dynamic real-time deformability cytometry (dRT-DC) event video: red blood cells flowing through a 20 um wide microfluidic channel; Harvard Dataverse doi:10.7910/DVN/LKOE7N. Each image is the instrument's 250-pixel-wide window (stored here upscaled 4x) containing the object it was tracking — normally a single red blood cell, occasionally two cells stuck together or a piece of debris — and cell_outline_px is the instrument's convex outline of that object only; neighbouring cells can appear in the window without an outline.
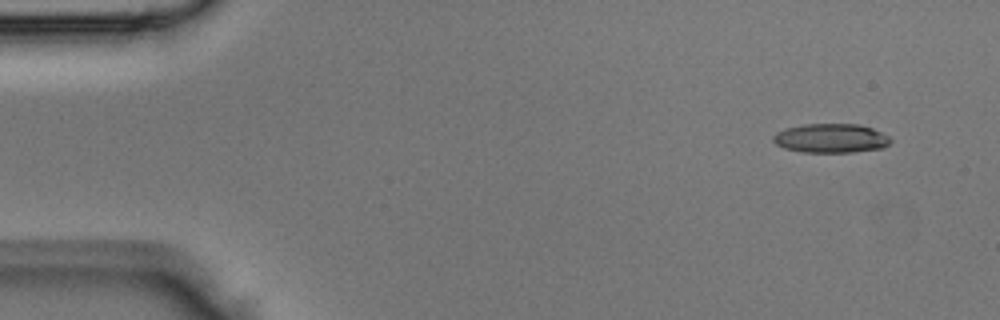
{"species": "Egyptian fruit bat (a non-hibernating species)", "species_latin": "Rousettus aegyptiacus", "temperature_condition": "room temperature", "stored_images_in_passage": 4, "camera_frame_rate_fps": 3000, "um_per_image_px": 0.085, "animal": {"sex": "male"}, "frame": {"image": 1, "passage_image": 1, "time_ms": 0.0, "image_size_px": [1000, 320], "cell_outline_px": [[892, 140], [884, 148], [852, 152], [800, 152], [784, 148], [776, 144], [772, 140], [772, 136], [776, 132], [784, 128], [804, 124], [860, 124], [872, 128], [888, 136]], "centroid_in_image_um": [70.6, 11.75], "position_along_channel_um": 14.4, "area_um2": 20.06}}
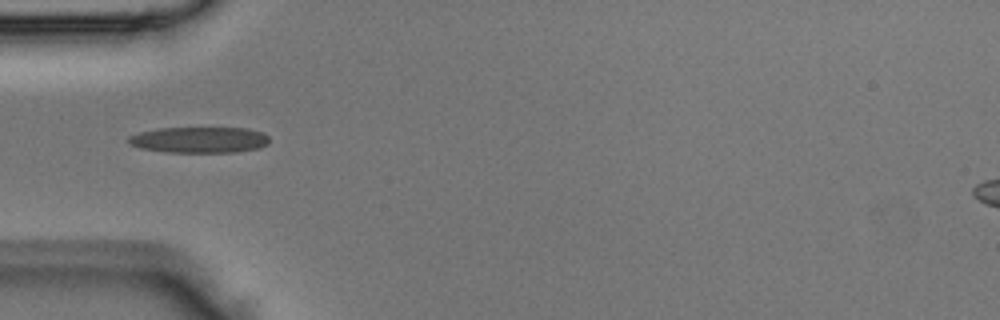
{"frame": {"image": 2, "passage_image": 4, "time_ms": 1.0, "image_size_px": [1000, 320], "cell_outline_px": [[268, 144], [260, 148], [236, 152], [168, 152], [140, 148], [128, 144], [128, 136], [140, 132], [156, 128], [248, 128], [264, 132], [268, 136]], "centroid_in_image_um": [16.95, 11.88], "position_along_channel_um": 68.0, "area_um2": 21.5}}